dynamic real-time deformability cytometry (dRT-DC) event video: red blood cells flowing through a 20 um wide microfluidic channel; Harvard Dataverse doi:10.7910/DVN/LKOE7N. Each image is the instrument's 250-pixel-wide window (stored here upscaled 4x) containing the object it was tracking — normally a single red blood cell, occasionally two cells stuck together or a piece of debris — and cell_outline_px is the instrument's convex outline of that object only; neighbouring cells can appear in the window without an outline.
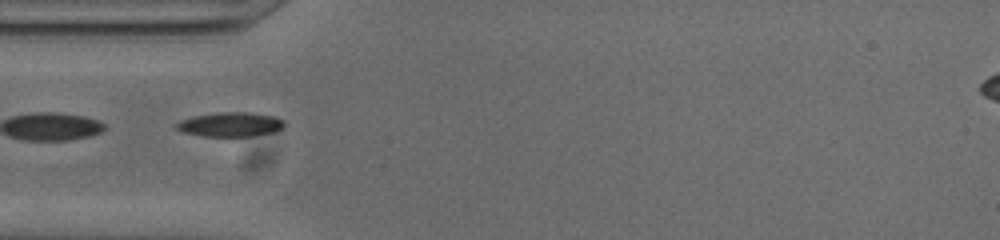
{"species": "common noctule bat (a hibernating species)", "species_latin": "Nyctalus noctula", "temperature_condition": "cold", "stored_images_in_passage": 2, "camera_frame_rate_fps": 3000, "um_per_image_px": 0.085, "animal": {"sex": "male", "body_mass_g": 20.0, "forearm_length_mm": 53.3}, "frame": {"image": 1, "passage_image": 1, "time_ms": 0.0, "image_size_px": [1000, 240], "cell_outline_px": [[284, 124], [280, 128], [272, 132], [252, 136], [200, 136], [184, 132], [176, 128], [176, 124], [180, 120], [192, 116], [216, 112], [248, 112], [276, 116], [284, 120]], "centroid_in_image_um": [19.56, 10.56], "position_along_channel_um": 65.4, "area_um2": 15.32}}